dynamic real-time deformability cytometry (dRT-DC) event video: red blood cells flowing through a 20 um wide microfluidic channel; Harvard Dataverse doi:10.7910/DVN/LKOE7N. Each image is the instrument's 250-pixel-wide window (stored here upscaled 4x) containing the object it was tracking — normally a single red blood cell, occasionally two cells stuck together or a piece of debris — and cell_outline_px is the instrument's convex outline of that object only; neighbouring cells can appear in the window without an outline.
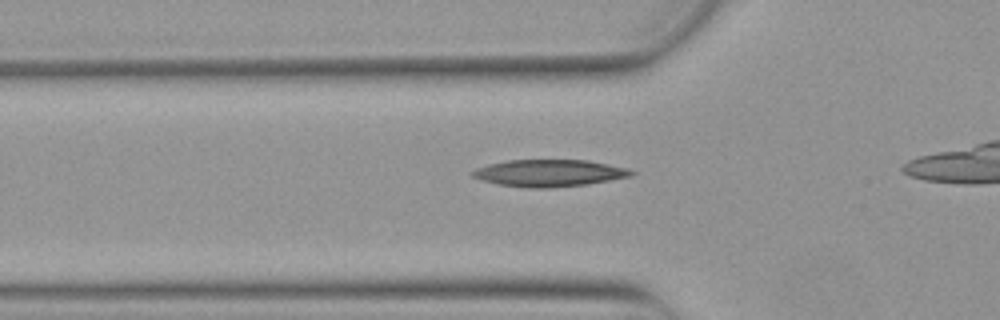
{"species": "Egyptian fruit bat (a non-hibernating species)", "species_latin": "Rousettus aegyptiacus", "temperature_condition": "warm", "stored_images_in_passage": 9, "camera_frame_rate_fps": 3000, "um_per_image_px": 0.085, "animal": {"sex": "female"}, "frame": {"image": 1, "passage_image": 7, "time_ms": 2.0, "image_size_px": [1000, 320], "cell_outline_px": [[636, 172], [632, 176], [588, 184], [548, 188], [528, 188], [500, 184], [480, 180], [472, 176], [468, 172], [476, 168], [488, 164], [508, 160], [588, 160], [628, 168]], "centroid_in_image_um": [46.67, 14.71], "position_along_channel_um": 79.1, "area_um2": 25.09}}